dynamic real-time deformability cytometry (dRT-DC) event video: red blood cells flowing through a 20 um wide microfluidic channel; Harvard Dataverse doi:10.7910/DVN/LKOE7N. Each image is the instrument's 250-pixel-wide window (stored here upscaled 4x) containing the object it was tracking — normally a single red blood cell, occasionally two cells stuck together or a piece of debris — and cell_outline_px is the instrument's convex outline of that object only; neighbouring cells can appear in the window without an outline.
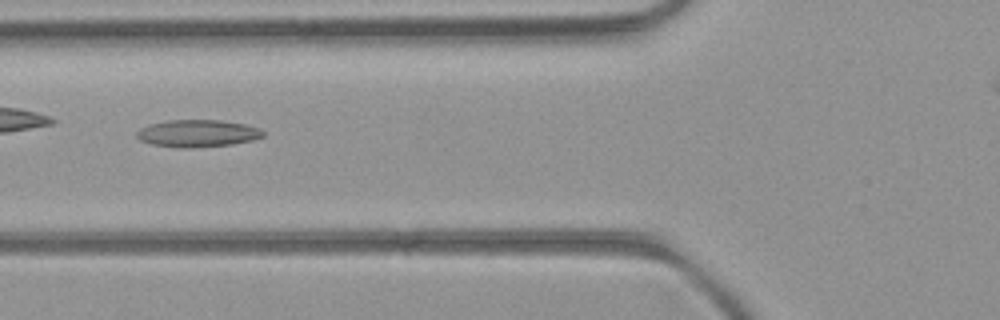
{"species": "common noctule bat (a hibernating species)", "species_latin": "Nyctalus noctula", "temperature_condition": "room temperature", "stored_images_in_passage": 44, "camera_frame_rate_fps": 3000, "um_per_image_px": 0.085, "animal": {"sex": "female", "body_mass_g": 21.9}, "frame": {"image": 1, "passage_image": 19, "time_ms": 6.0, "image_size_px": [1000, 320], "cell_outline_px": [[264, 136], [252, 140], [232, 144], [192, 148], [180, 148], [152, 144], [140, 140], [136, 136], [136, 132], [140, 128], [148, 124], [168, 120], [220, 120], [244, 124], [260, 128], [264, 132]], "centroid_in_image_um": [16.77, 11.33], "position_along_channel_um": 109.0, "area_um2": 20.11}}